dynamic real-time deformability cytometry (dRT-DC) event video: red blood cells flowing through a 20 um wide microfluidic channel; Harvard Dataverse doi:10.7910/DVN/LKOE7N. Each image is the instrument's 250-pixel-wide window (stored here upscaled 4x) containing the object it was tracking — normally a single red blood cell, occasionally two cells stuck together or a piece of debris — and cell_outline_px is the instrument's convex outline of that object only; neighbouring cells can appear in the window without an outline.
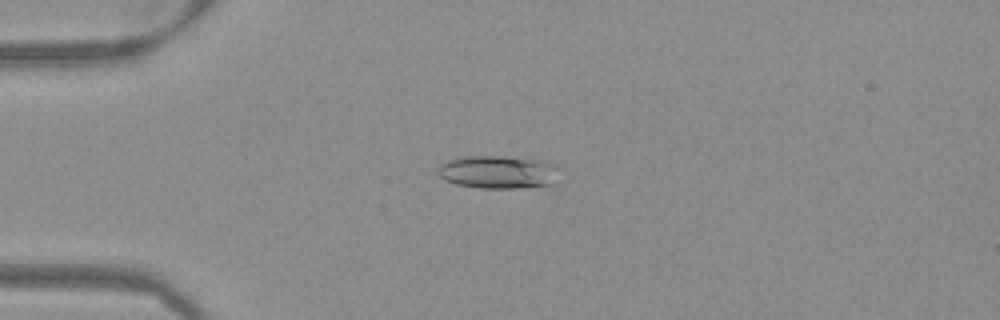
{"species": "Egyptian fruit bat (a non-hibernating species)", "species_latin": "Rousettus aegyptiacus", "temperature_condition": "warm", "stored_images_in_passage": 50, "camera_frame_rate_fps": 3000, "um_per_image_px": 0.085, "frame": {"image": 1, "passage_image": 12, "time_ms": 3.667, "image_size_px": [1000, 320], "cell_outline_px": [[564, 168], [556, 184], [516, 188], [476, 188], [456, 184], [444, 180], [440, 176], [440, 164], [448, 160], [468, 156], [500, 156], [540, 160]], "centroid_in_image_um": [42.45, 14.64], "position_along_channel_um": 42.5, "area_um2": 23.7}}
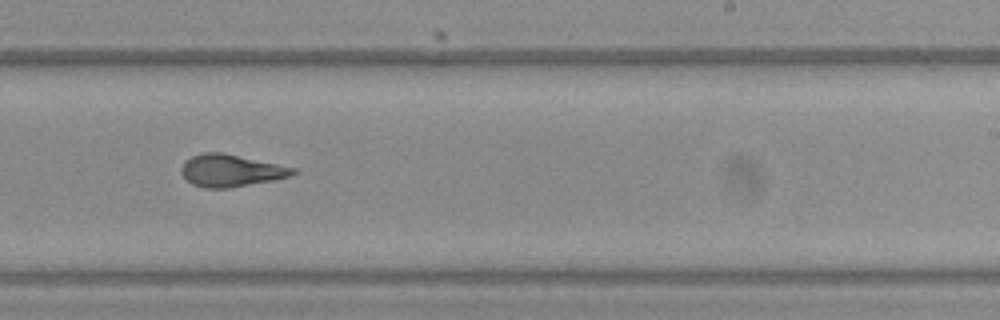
{"frame": {"image": 2, "passage_image": 31, "time_ms": 10.0, "image_size_px": [1000, 320], "cell_outline_px": [[300, 172], [292, 176], [272, 180], [228, 188], [204, 188], [192, 184], [180, 172], [180, 168], [184, 160], [192, 156], [204, 152], [220, 152], [296, 168]], "centroid_in_image_um": [19.62, 14.5], "position_along_channel_um": 269.4, "area_um2": 20.87}}
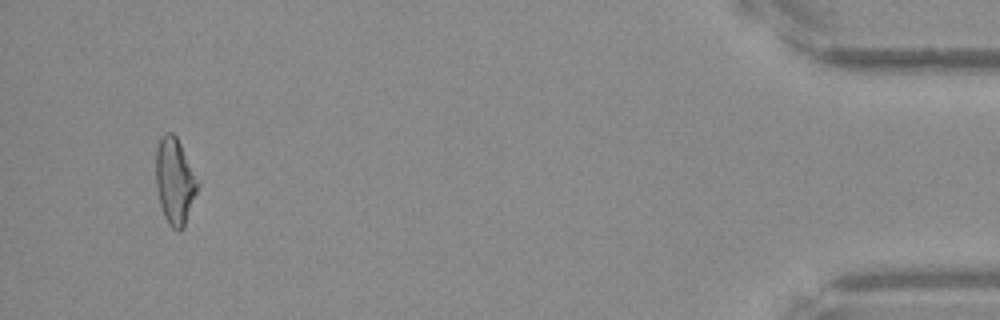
{"frame": {"image": 3, "passage_image": 48, "time_ms": 15.667, "image_size_px": [1000, 320], "cell_outline_px": [[200, 184], [184, 228], [180, 232], [176, 232], [168, 224], [164, 216], [160, 204], [156, 188], [156, 148], [160, 136], [164, 132], [172, 132], [176, 136], [200, 180]], "centroid_in_image_um": [14.87, 15.4], "position_along_channel_um": 420.3, "area_um2": 21.56}}